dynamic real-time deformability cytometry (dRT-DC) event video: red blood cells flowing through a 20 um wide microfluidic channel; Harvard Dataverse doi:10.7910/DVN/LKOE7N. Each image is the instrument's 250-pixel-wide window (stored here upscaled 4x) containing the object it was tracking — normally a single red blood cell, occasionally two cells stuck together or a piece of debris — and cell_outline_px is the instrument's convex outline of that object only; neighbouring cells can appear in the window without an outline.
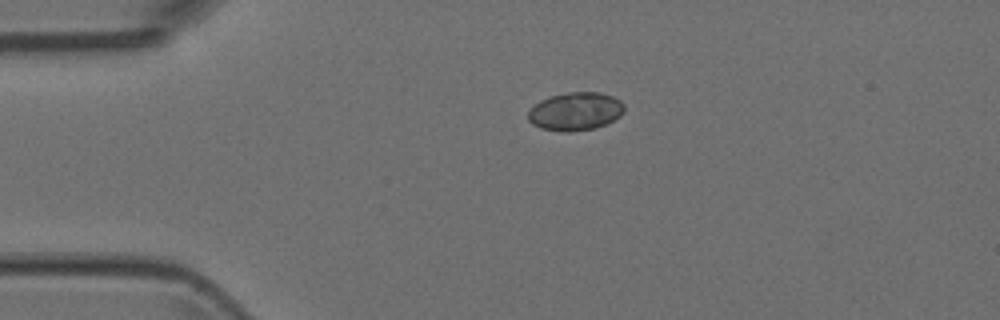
{"species": "Egyptian fruit bat (a non-hibernating species)", "species_latin": "Rousettus aegyptiacus", "temperature_condition": "room temperature", "stored_images_in_passage": 2, "camera_frame_rate_fps": 3000, "um_per_image_px": 0.085, "animal": {"sex": "female"}, "frame": {"image": 1, "passage_image": 2, "time_ms": 0.333, "image_size_px": [1000, 320], "cell_outline_px": [[624, 112], [620, 116], [596, 128], [568, 132], [564, 132], [540, 128], [532, 124], [528, 120], [528, 112], [540, 100], [548, 96], [568, 92], [600, 92], [612, 96], [620, 100], [624, 104]], "centroid_in_image_um": [48.9, 9.46], "position_along_channel_um": 36.1, "area_um2": 21.44}}